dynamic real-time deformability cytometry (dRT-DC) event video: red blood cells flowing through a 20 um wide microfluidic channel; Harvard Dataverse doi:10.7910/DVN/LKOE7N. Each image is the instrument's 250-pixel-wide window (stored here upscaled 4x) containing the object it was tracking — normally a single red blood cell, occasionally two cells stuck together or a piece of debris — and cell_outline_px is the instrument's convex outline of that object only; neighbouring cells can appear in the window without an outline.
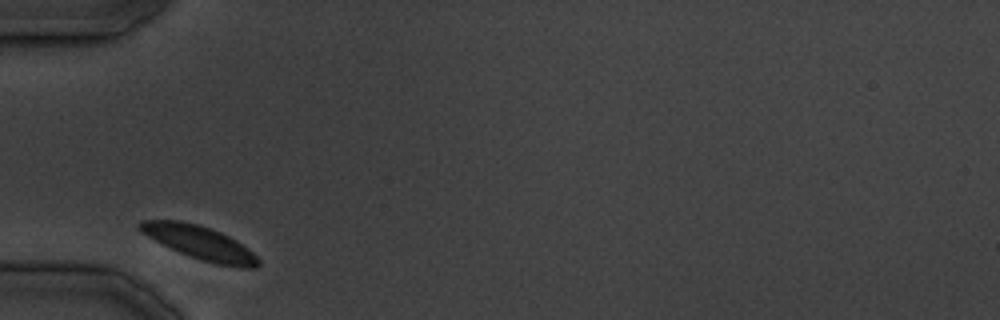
{"species": "common noctule bat (a hibernating species)", "species_latin": "Nyctalus noctula", "temperature_condition": "cold", "stored_images_in_passage": 22, "camera_frame_rate_fps": 3000, "um_per_image_px": 0.085, "animal": {"sex": "male", "body_mass_g": 19.5, "forearm_length_mm": 54.6}, "frame": {"image": 1, "passage_image": 1, "time_ms": 0.0, "image_size_px": [1000, 320], "cell_outline_px": [[260, 264], [256, 268], [240, 268], [216, 264], [200, 260], [180, 252], [140, 232], [136, 224], [140, 220], [180, 220], [196, 224], [220, 232], [236, 240], [252, 252], [260, 260]], "centroid_in_image_um": [16.99, 20.63], "position_along_channel_um": 68.0, "area_um2": 22.89}}
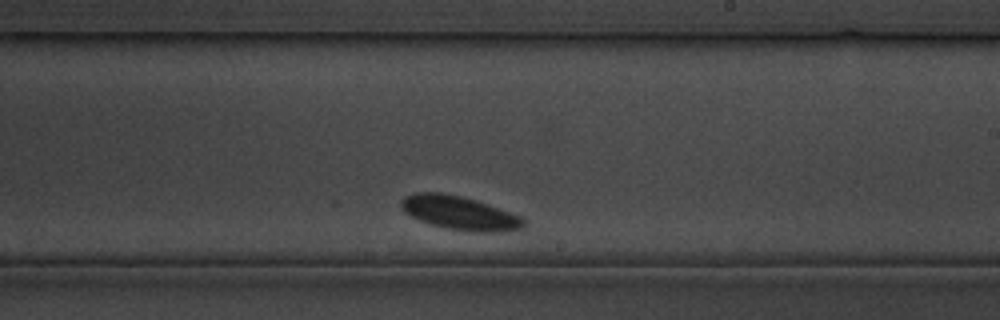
{"frame": {"image": 2, "passage_image": 13, "time_ms": 14.667, "image_size_px": [1000, 320], "cell_outline_px": [[524, 228], [504, 232], [480, 232], [444, 228], [420, 220], [404, 212], [400, 208], [400, 200], [404, 196], [416, 192], [440, 192], [460, 196], [476, 200], [488, 204], [520, 216], [524, 220]], "centroid_in_image_um": [39.04, 18.1], "position_along_channel_um": 250.0, "area_um2": 24.04}}
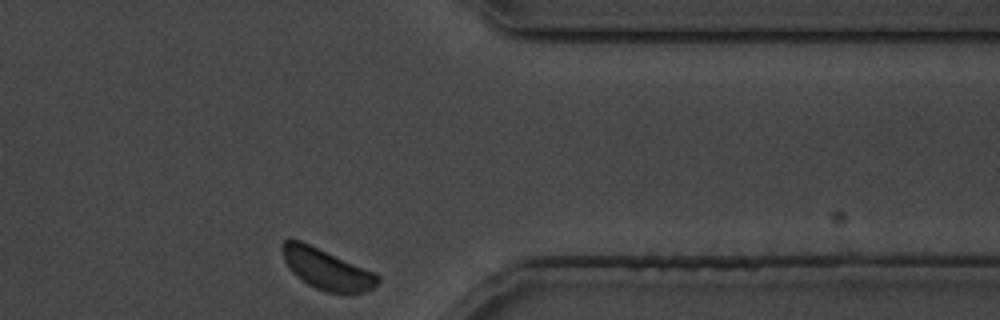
{"frame": {"image": 3, "passage_image": 22, "time_ms": 25.667, "image_size_px": [1000, 320], "cell_outline_px": [[380, 280], [372, 288], [364, 292], [324, 292], [308, 284], [292, 272], [288, 268], [284, 260], [280, 248], [280, 244], [284, 240], [300, 240], [376, 272], [380, 276]], "centroid_in_image_um": [27.75, 22.85], "position_along_channel_um": 383.7, "area_um2": 22.54}}